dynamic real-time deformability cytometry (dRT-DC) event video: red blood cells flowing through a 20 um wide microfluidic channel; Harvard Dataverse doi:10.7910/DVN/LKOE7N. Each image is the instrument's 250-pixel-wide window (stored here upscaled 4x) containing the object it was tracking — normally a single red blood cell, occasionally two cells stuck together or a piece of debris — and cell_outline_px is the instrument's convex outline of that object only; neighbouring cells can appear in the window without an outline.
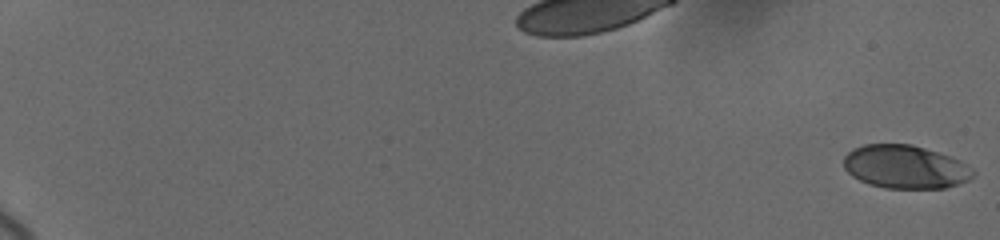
{"species": "human", "species_latin": "Homo sapiens", "temperature_condition": "cold", "stored_images_in_passage": 12, "camera_frame_rate_fps": 3000, "um_per_image_px": 0.085, "donor": {"sex": "female"}, "frame": {"image": 1, "passage_image": 1, "time_ms": 0.0, "image_size_px": [1000, 240], "cell_outline_px": [[976, 172], [968, 180], [944, 188], [884, 188], [868, 184], [852, 176], [844, 168], [844, 156], [852, 148], [864, 144], [912, 144], [960, 160], [968, 164]], "centroid_in_image_um": [76.93, 14.18], "position_along_channel_um": 8.1, "area_um2": 32.66}}
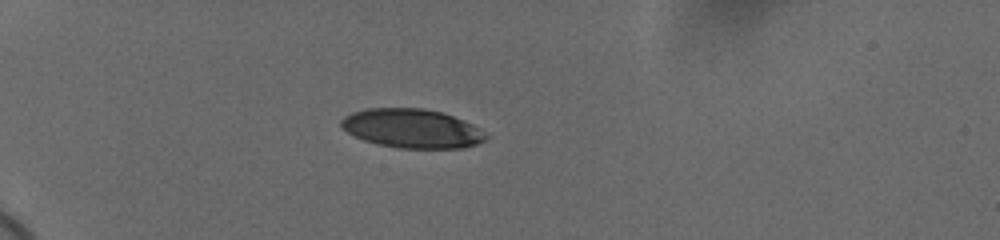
{"frame": {"image": 2, "passage_image": 9, "time_ms": 6.333, "image_size_px": [1000, 240], "cell_outline_px": [[488, 140], [464, 148], [400, 148], [380, 144], [364, 140], [348, 132], [340, 124], [340, 120], [344, 116], [352, 112], [368, 108], [424, 108], [440, 112], [452, 116], [472, 124], [480, 128], [488, 136]], "centroid_in_image_um": [35.04, 10.92], "position_along_channel_um": 50.0, "area_um2": 32.77}}
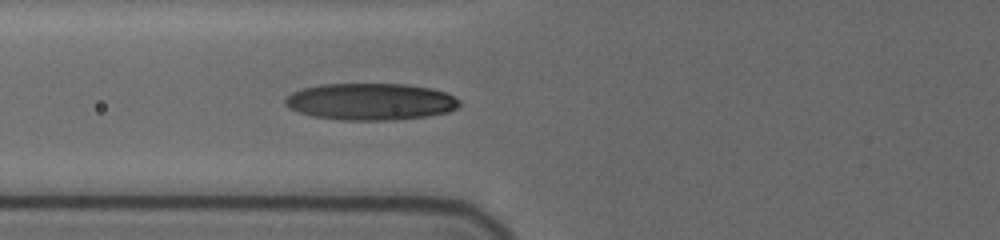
{"frame": {"image": 3, "passage_image": 12, "time_ms": 8.667, "image_size_px": [1000, 240], "cell_outline_px": [[460, 108], [448, 112], [428, 116], [392, 120], [344, 120], [312, 116], [288, 108], [284, 104], [284, 100], [292, 92], [304, 88], [320, 84], [408, 84], [432, 88], [444, 92], [460, 100]], "centroid_in_image_um": [31.52, 8.64], "position_along_channel_um": 94.3, "area_um2": 37.57}}